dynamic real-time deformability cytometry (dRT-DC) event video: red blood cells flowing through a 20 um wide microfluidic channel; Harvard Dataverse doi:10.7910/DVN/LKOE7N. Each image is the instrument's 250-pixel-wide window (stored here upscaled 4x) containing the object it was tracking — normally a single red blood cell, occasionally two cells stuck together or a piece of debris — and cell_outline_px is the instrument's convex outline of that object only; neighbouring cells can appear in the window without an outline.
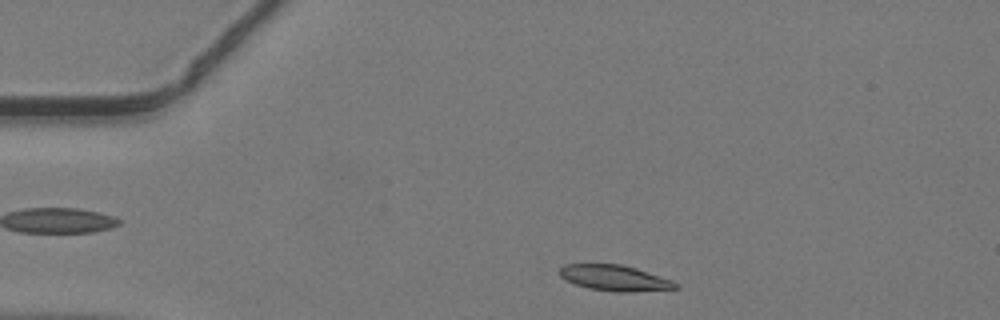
{"species": "common noctule bat (a hibernating species)", "species_latin": "Nyctalus noctula", "temperature_condition": "warm", "stored_images_in_passage": 8, "camera_frame_rate_fps": 3000, "um_per_image_px": 0.085, "animal": {"sex": "male", "body_mass_g": 19.2, "forearm_length_mm": 51.8}, "frame": {"image": 1, "passage_image": 3, "time_ms": 0.667, "image_size_px": [1000, 320], "cell_outline_px": [[680, 288], [632, 292], [616, 292], [588, 288], [564, 280], [560, 276], [560, 268], [564, 264], [620, 264], [636, 268], [672, 280], [680, 284]], "centroid_in_image_um": [52.27, 23.63], "position_along_channel_um": 32.7, "area_um2": 17.46}}